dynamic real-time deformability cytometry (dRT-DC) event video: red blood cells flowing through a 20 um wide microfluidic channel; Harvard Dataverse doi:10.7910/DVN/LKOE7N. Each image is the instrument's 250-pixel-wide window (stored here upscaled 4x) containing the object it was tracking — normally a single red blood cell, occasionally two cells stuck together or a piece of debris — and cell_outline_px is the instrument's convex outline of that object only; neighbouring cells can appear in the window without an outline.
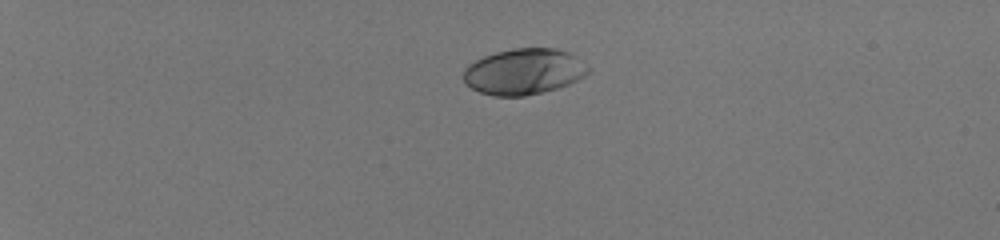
{"species": "human", "species_latin": "Homo sapiens", "temperature_condition": "room temperature", "stored_images_in_passage": 40, "camera_frame_rate_fps": 3000, "um_per_image_px": 0.085, "donor": {"sex": "male"}, "frame": {"image": 1, "passage_image": 1, "time_ms": 0.0, "image_size_px": [1000, 240], "cell_outline_px": [[592, 68], [584, 76], [568, 84], [556, 88], [524, 96], [492, 96], [480, 92], [472, 88], [464, 80], [464, 68], [468, 64], [484, 56], [496, 52], [512, 48], [556, 48], [568, 52], [576, 56]], "centroid_in_image_um": [44.54, 6.07], "position_along_channel_um": 40.5, "area_um2": 33.35}}
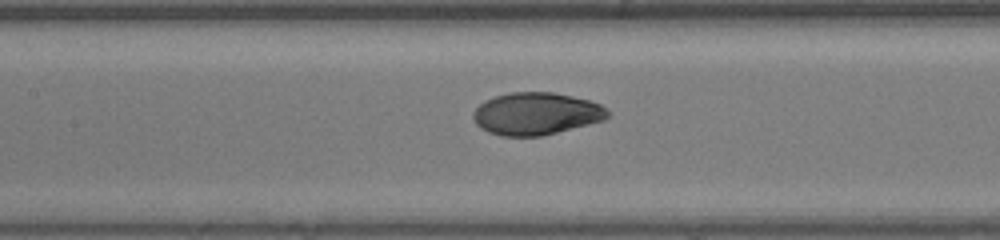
{"frame": {"image": 2, "passage_image": 17, "time_ms": 5.333, "image_size_px": [1000, 240], "cell_outline_px": [[608, 116], [604, 120], [540, 136], [500, 136], [488, 132], [480, 128], [476, 124], [472, 116], [472, 112], [484, 100], [496, 96], [512, 92], [552, 92], [572, 96], [588, 100], [600, 104], [608, 112]], "centroid_in_image_um": [45.52, 9.66], "position_along_channel_um": 161.9, "area_um2": 33.0}}
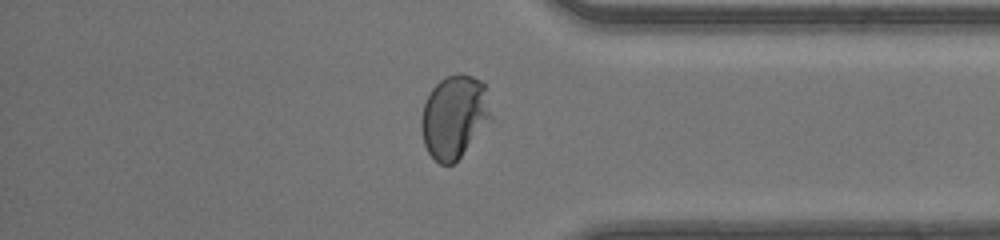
{"frame": {"image": 3, "passage_image": 34, "time_ms": 11.0, "image_size_px": [1000, 240], "cell_outline_px": [[492, 120], [460, 156], [452, 164], [440, 164], [428, 152], [424, 144], [420, 128], [420, 120], [424, 104], [432, 88], [440, 80], [448, 76], [460, 72], [484, 80], [492, 116]], "centroid_in_image_um": [38.62, 9.88], "position_along_channel_um": 396.6, "area_um2": 33.87}, "authors_computed_cell_mechanics": {"area_um2": 33.2061, "velocity_mm_per_s": 4.2008, "shape_relaxation_time_tau1_ms": 3.8843, "shape_relaxation_time_tau2_ms": null, "deformation_change_tau1": 0.1954, "deformation_change_tau2": null}}